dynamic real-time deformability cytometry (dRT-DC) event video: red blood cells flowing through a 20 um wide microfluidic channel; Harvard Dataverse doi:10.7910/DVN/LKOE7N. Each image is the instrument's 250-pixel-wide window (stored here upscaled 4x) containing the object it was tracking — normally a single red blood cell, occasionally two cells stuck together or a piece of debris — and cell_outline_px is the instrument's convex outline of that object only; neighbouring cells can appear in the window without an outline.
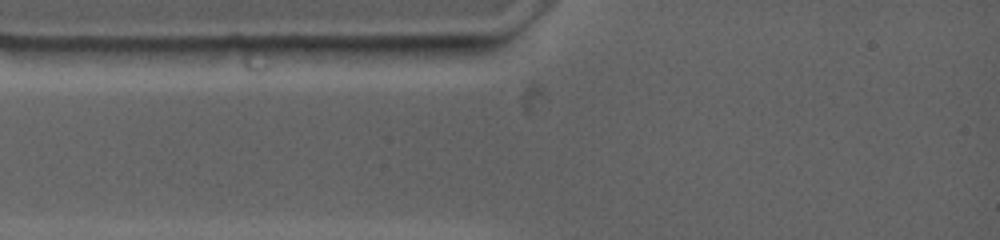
{"species": "common noctule bat (a hibernating species)", "species_latin": "Nyctalus noctula", "temperature_condition": "warm", "stored_images_in_passage": 1, "camera_frame_rate_fps": 4500, "um_per_image_px": 0.085, "animal": {"sex": "female", "body_mass_g": 19.0, "forearm_length_mm": 53.3}, "frame": {"image": 1, "passage_image": 1, "time_ms": 0.0, "image_size_px": [1000, 240], "cell_outline_px": [[472, 44], [464, 52], [440, 56], [316, 60], [300, 48], [316, 44]], "centroid_in_image_um": [32.4, 4.31], "position_along_channel_um": 52.6, "area_um2": 15.43}}